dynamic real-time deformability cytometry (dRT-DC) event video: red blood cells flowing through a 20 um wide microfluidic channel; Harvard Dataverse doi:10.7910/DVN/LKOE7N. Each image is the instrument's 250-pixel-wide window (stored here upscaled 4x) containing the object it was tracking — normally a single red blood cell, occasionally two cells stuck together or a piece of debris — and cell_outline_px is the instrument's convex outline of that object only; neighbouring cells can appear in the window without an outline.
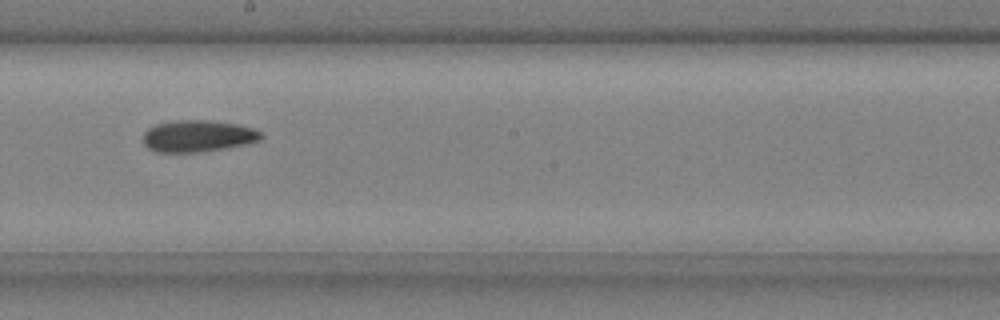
{"species": "common noctule bat (a hibernating species)", "species_latin": "Nyctalus noctula", "temperature_condition": "cold", "stored_images_in_passage": 10, "camera_frame_rate_fps": 3000, "um_per_image_px": 0.085, "animal": {"sex": "male", "body_mass_g": 20.4}, "frame": {"image": 1, "passage_image": 9, "time_ms": 2.667, "image_size_px": [1000, 320], "cell_outline_px": [[264, 136], [260, 140], [244, 144], [224, 148], [196, 152], [156, 152], [148, 148], [144, 144], [144, 132], [148, 128], [156, 124], [176, 120], [208, 120], [236, 124], [252, 128], [260, 132]], "centroid_in_image_um": [16.79, 11.56], "position_along_channel_um": 231.4, "area_um2": 21.62}}
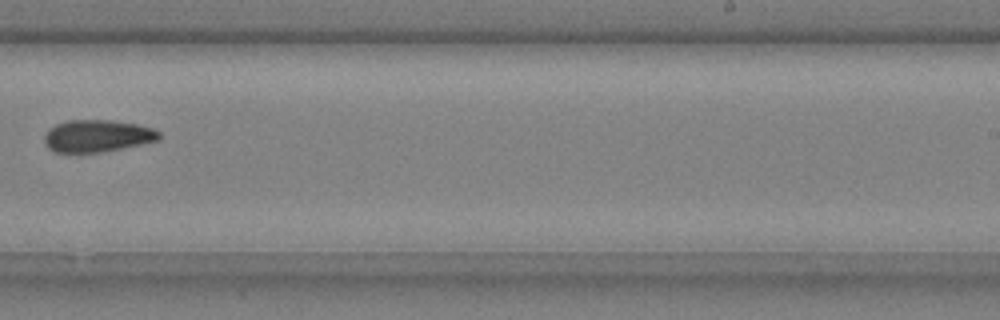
{"frame": {"image": 2, "passage_image": 10, "time_ms": 3.0, "image_size_px": [1000, 320], "cell_outline_px": [[160, 140], [104, 152], [56, 152], [48, 148], [44, 140], [44, 136], [56, 124], [68, 120], [108, 120], [136, 124], [152, 128], [160, 132]], "centroid_in_image_um": [8.29, 11.56], "position_along_channel_um": 280.7, "area_um2": 21.33}}